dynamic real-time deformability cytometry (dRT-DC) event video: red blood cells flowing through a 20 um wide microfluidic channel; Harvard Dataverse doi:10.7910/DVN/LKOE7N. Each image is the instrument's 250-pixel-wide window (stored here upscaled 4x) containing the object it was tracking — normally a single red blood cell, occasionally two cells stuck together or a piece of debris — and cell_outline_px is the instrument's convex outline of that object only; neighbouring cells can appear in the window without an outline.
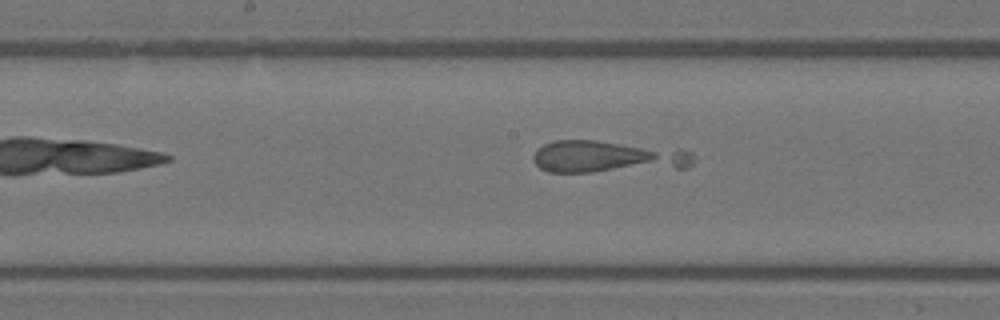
{"species": "Egyptian fruit bat (a non-hibernating species)", "species_latin": "Rousettus aegyptiacus", "temperature_condition": "warm", "stored_images_in_passage": 36, "camera_frame_rate_fps": 3000, "um_per_image_px": 0.085, "animal": {"sex": "female"}, "frame": {"image": 1, "passage_image": 21, "time_ms": 6.667, "image_size_px": [1000, 320], "cell_outline_px": [[692, 164], [688, 168], [592, 172], [548, 172], [540, 168], [532, 160], [532, 156], [536, 148], [552, 140], [596, 140], [680, 148], [692, 152]], "centroid_in_image_um": [51.65, 13.32], "position_along_channel_um": 196.5, "area_um2": 30.75}}